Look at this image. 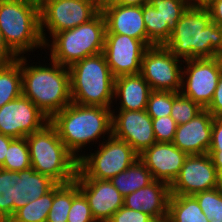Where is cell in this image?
Segmentation results:
<instances>
[{"instance_id":"cell-17","label":"cell","mask_w":222,"mask_h":222,"mask_svg":"<svg viewBox=\"0 0 222 222\" xmlns=\"http://www.w3.org/2000/svg\"><path fill=\"white\" fill-rule=\"evenodd\" d=\"M188 154L173 143H154L144 150L139 159L149 169L154 180L171 185L178 176Z\"/></svg>"},{"instance_id":"cell-33","label":"cell","mask_w":222,"mask_h":222,"mask_svg":"<svg viewBox=\"0 0 222 222\" xmlns=\"http://www.w3.org/2000/svg\"><path fill=\"white\" fill-rule=\"evenodd\" d=\"M152 123L156 142H173L178 124L171 116L152 118Z\"/></svg>"},{"instance_id":"cell-8","label":"cell","mask_w":222,"mask_h":222,"mask_svg":"<svg viewBox=\"0 0 222 222\" xmlns=\"http://www.w3.org/2000/svg\"><path fill=\"white\" fill-rule=\"evenodd\" d=\"M53 202V184L22 183L2 189L0 222H46Z\"/></svg>"},{"instance_id":"cell-22","label":"cell","mask_w":222,"mask_h":222,"mask_svg":"<svg viewBox=\"0 0 222 222\" xmlns=\"http://www.w3.org/2000/svg\"><path fill=\"white\" fill-rule=\"evenodd\" d=\"M31 183V160L26 137L14 139L0 167V188Z\"/></svg>"},{"instance_id":"cell-27","label":"cell","mask_w":222,"mask_h":222,"mask_svg":"<svg viewBox=\"0 0 222 222\" xmlns=\"http://www.w3.org/2000/svg\"><path fill=\"white\" fill-rule=\"evenodd\" d=\"M194 1L195 0H150L149 3L159 11L162 17V45H165L168 41L177 22Z\"/></svg>"},{"instance_id":"cell-5","label":"cell","mask_w":222,"mask_h":222,"mask_svg":"<svg viewBox=\"0 0 222 222\" xmlns=\"http://www.w3.org/2000/svg\"><path fill=\"white\" fill-rule=\"evenodd\" d=\"M72 103L110 108L114 100L113 76L103 52L69 67Z\"/></svg>"},{"instance_id":"cell-39","label":"cell","mask_w":222,"mask_h":222,"mask_svg":"<svg viewBox=\"0 0 222 222\" xmlns=\"http://www.w3.org/2000/svg\"><path fill=\"white\" fill-rule=\"evenodd\" d=\"M17 58L18 56L7 46L0 29V63L11 62Z\"/></svg>"},{"instance_id":"cell-43","label":"cell","mask_w":222,"mask_h":222,"mask_svg":"<svg viewBox=\"0 0 222 222\" xmlns=\"http://www.w3.org/2000/svg\"><path fill=\"white\" fill-rule=\"evenodd\" d=\"M53 1H56V0H33L32 2L37 6L39 10H41L45 5Z\"/></svg>"},{"instance_id":"cell-38","label":"cell","mask_w":222,"mask_h":222,"mask_svg":"<svg viewBox=\"0 0 222 222\" xmlns=\"http://www.w3.org/2000/svg\"><path fill=\"white\" fill-rule=\"evenodd\" d=\"M209 150H222V117H214Z\"/></svg>"},{"instance_id":"cell-11","label":"cell","mask_w":222,"mask_h":222,"mask_svg":"<svg viewBox=\"0 0 222 222\" xmlns=\"http://www.w3.org/2000/svg\"><path fill=\"white\" fill-rule=\"evenodd\" d=\"M180 62L164 45L151 46L143 54L140 74L151 90L180 93L183 69Z\"/></svg>"},{"instance_id":"cell-29","label":"cell","mask_w":222,"mask_h":222,"mask_svg":"<svg viewBox=\"0 0 222 222\" xmlns=\"http://www.w3.org/2000/svg\"><path fill=\"white\" fill-rule=\"evenodd\" d=\"M193 197L210 222H222V185L208 191L199 192Z\"/></svg>"},{"instance_id":"cell-23","label":"cell","mask_w":222,"mask_h":222,"mask_svg":"<svg viewBox=\"0 0 222 222\" xmlns=\"http://www.w3.org/2000/svg\"><path fill=\"white\" fill-rule=\"evenodd\" d=\"M151 91L150 85L141 74L115 78L114 96L120 98V110H146Z\"/></svg>"},{"instance_id":"cell-37","label":"cell","mask_w":222,"mask_h":222,"mask_svg":"<svg viewBox=\"0 0 222 222\" xmlns=\"http://www.w3.org/2000/svg\"><path fill=\"white\" fill-rule=\"evenodd\" d=\"M208 9L211 21L222 27V0H200Z\"/></svg>"},{"instance_id":"cell-3","label":"cell","mask_w":222,"mask_h":222,"mask_svg":"<svg viewBox=\"0 0 222 222\" xmlns=\"http://www.w3.org/2000/svg\"><path fill=\"white\" fill-rule=\"evenodd\" d=\"M26 62L21 56L22 95L51 119L72 102L69 68L54 61L50 67Z\"/></svg>"},{"instance_id":"cell-36","label":"cell","mask_w":222,"mask_h":222,"mask_svg":"<svg viewBox=\"0 0 222 222\" xmlns=\"http://www.w3.org/2000/svg\"><path fill=\"white\" fill-rule=\"evenodd\" d=\"M205 109L214 117H222V72L211 103Z\"/></svg>"},{"instance_id":"cell-14","label":"cell","mask_w":222,"mask_h":222,"mask_svg":"<svg viewBox=\"0 0 222 222\" xmlns=\"http://www.w3.org/2000/svg\"><path fill=\"white\" fill-rule=\"evenodd\" d=\"M221 185L222 182L208 153L188 155L178 176L170 185V192L171 195L193 196Z\"/></svg>"},{"instance_id":"cell-34","label":"cell","mask_w":222,"mask_h":222,"mask_svg":"<svg viewBox=\"0 0 222 222\" xmlns=\"http://www.w3.org/2000/svg\"><path fill=\"white\" fill-rule=\"evenodd\" d=\"M67 222H96L88 201L81 192L72 200Z\"/></svg>"},{"instance_id":"cell-25","label":"cell","mask_w":222,"mask_h":222,"mask_svg":"<svg viewBox=\"0 0 222 222\" xmlns=\"http://www.w3.org/2000/svg\"><path fill=\"white\" fill-rule=\"evenodd\" d=\"M166 222H210L197 200L188 195H171Z\"/></svg>"},{"instance_id":"cell-6","label":"cell","mask_w":222,"mask_h":222,"mask_svg":"<svg viewBox=\"0 0 222 222\" xmlns=\"http://www.w3.org/2000/svg\"><path fill=\"white\" fill-rule=\"evenodd\" d=\"M0 29L7 46L18 57L45 46L40 10L31 0H0Z\"/></svg>"},{"instance_id":"cell-10","label":"cell","mask_w":222,"mask_h":222,"mask_svg":"<svg viewBox=\"0 0 222 222\" xmlns=\"http://www.w3.org/2000/svg\"><path fill=\"white\" fill-rule=\"evenodd\" d=\"M101 11L100 0H56L40 10L41 34L45 47V28L53 36L55 33L73 29L93 19Z\"/></svg>"},{"instance_id":"cell-35","label":"cell","mask_w":222,"mask_h":222,"mask_svg":"<svg viewBox=\"0 0 222 222\" xmlns=\"http://www.w3.org/2000/svg\"><path fill=\"white\" fill-rule=\"evenodd\" d=\"M108 222H156L146 213L135 211L122 206L111 217Z\"/></svg>"},{"instance_id":"cell-30","label":"cell","mask_w":222,"mask_h":222,"mask_svg":"<svg viewBox=\"0 0 222 222\" xmlns=\"http://www.w3.org/2000/svg\"><path fill=\"white\" fill-rule=\"evenodd\" d=\"M203 108L191 98L173 92V105L170 116L178 124H185L200 113Z\"/></svg>"},{"instance_id":"cell-41","label":"cell","mask_w":222,"mask_h":222,"mask_svg":"<svg viewBox=\"0 0 222 222\" xmlns=\"http://www.w3.org/2000/svg\"><path fill=\"white\" fill-rule=\"evenodd\" d=\"M150 0H102L101 4H115L126 6H143L148 4Z\"/></svg>"},{"instance_id":"cell-2","label":"cell","mask_w":222,"mask_h":222,"mask_svg":"<svg viewBox=\"0 0 222 222\" xmlns=\"http://www.w3.org/2000/svg\"><path fill=\"white\" fill-rule=\"evenodd\" d=\"M30 160L31 183L65 184L75 180L78 160L59 138L49 122L26 136Z\"/></svg>"},{"instance_id":"cell-31","label":"cell","mask_w":222,"mask_h":222,"mask_svg":"<svg viewBox=\"0 0 222 222\" xmlns=\"http://www.w3.org/2000/svg\"><path fill=\"white\" fill-rule=\"evenodd\" d=\"M143 20L148 37V47L162 45V17L150 3L143 5Z\"/></svg>"},{"instance_id":"cell-42","label":"cell","mask_w":222,"mask_h":222,"mask_svg":"<svg viewBox=\"0 0 222 222\" xmlns=\"http://www.w3.org/2000/svg\"><path fill=\"white\" fill-rule=\"evenodd\" d=\"M13 140H14L13 138H11L9 136H5L0 133V167L3 165V163L5 161V156H6L9 144Z\"/></svg>"},{"instance_id":"cell-32","label":"cell","mask_w":222,"mask_h":222,"mask_svg":"<svg viewBox=\"0 0 222 222\" xmlns=\"http://www.w3.org/2000/svg\"><path fill=\"white\" fill-rule=\"evenodd\" d=\"M173 105V92L154 91L149 94L146 112L151 118L170 116Z\"/></svg>"},{"instance_id":"cell-15","label":"cell","mask_w":222,"mask_h":222,"mask_svg":"<svg viewBox=\"0 0 222 222\" xmlns=\"http://www.w3.org/2000/svg\"><path fill=\"white\" fill-rule=\"evenodd\" d=\"M147 48L141 40L127 35L105 34L103 54L116 78L140 74L142 57Z\"/></svg>"},{"instance_id":"cell-12","label":"cell","mask_w":222,"mask_h":222,"mask_svg":"<svg viewBox=\"0 0 222 222\" xmlns=\"http://www.w3.org/2000/svg\"><path fill=\"white\" fill-rule=\"evenodd\" d=\"M185 62L187 67L182 69L180 93L205 109L211 103L221 76L220 61L214 57L188 59Z\"/></svg>"},{"instance_id":"cell-13","label":"cell","mask_w":222,"mask_h":222,"mask_svg":"<svg viewBox=\"0 0 222 222\" xmlns=\"http://www.w3.org/2000/svg\"><path fill=\"white\" fill-rule=\"evenodd\" d=\"M49 122L50 119L24 95L0 108V133L13 139L25 138Z\"/></svg>"},{"instance_id":"cell-4","label":"cell","mask_w":222,"mask_h":222,"mask_svg":"<svg viewBox=\"0 0 222 222\" xmlns=\"http://www.w3.org/2000/svg\"><path fill=\"white\" fill-rule=\"evenodd\" d=\"M50 123L56 128L68 151L79 160L81 155L77 152L84 145L94 142L104 133L112 134V110L71 102L56 113Z\"/></svg>"},{"instance_id":"cell-19","label":"cell","mask_w":222,"mask_h":222,"mask_svg":"<svg viewBox=\"0 0 222 222\" xmlns=\"http://www.w3.org/2000/svg\"><path fill=\"white\" fill-rule=\"evenodd\" d=\"M101 12L106 22L105 34L127 35L141 40L148 47L143 6L101 4Z\"/></svg>"},{"instance_id":"cell-45","label":"cell","mask_w":222,"mask_h":222,"mask_svg":"<svg viewBox=\"0 0 222 222\" xmlns=\"http://www.w3.org/2000/svg\"><path fill=\"white\" fill-rule=\"evenodd\" d=\"M218 59L220 61V64H221V68H222V51L218 54Z\"/></svg>"},{"instance_id":"cell-1","label":"cell","mask_w":222,"mask_h":222,"mask_svg":"<svg viewBox=\"0 0 222 222\" xmlns=\"http://www.w3.org/2000/svg\"><path fill=\"white\" fill-rule=\"evenodd\" d=\"M182 60L214 58L222 51V27L211 21L200 0L183 13L164 45Z\"/></svg>"},{"instance_id":"cell-20","label":"cell","mask_w":222,"mask_h":222,"mask_svg":"<svg viewBox=\"0 0 222 222\" xmlns=\"http://www.w3.org/2000/svg\"><path fill=\"white\" fill-rule=\"evenodd\" d=\"M214 116L203 109L185 124L177 126L173 144L188 155L207 154L211 144Z\"/></svg>"},{"instance_id":"cell-21","label":"cell","mask_w":222,"mask_h":222,"mask_svg":"<svg viewBox=\"0 0 222 222\" xmlns=\"http://www.w3.org/2000/svg\"><path fill=\"white\" fill-rule=\"evenodd\" d=\"M170 196V185L153 180L144 188L125 196L123 206L146 213L156 222H166Z\"/></svg>"},{"instance_id":"cell-28","label":"cell","mask_w":222,"mask_h":222,"mask_svg":"<svg viewBox=\"0 0 222 222\" xmlns=\"http://www.w3.org/2000/svg\"><path fill=\"white\" fill-rule=\"evenodd\" d=\"M79 192L76 179L65 184H53V202L46 222H67L72 200Z\"/></svg>"},{"instance_id":"cell-16","label":"cell","mask_w":222,"mask_h":222,"mask_svg":"<svg viewBox=\"0 0 222 222\" xmlns=\"http://www.w3.org/2000/svg\"><path fill=\"white\" fill-rule=\"evenodd\" d=\"M114 111H112L114 137L127 142L138 155L156 143L152 118L146 110H120L117 116Z\"/></svg>"},{"instance_id":"cell-7","label":"cell","mask_w":222,"mask_h":222,"mask_svg":"<svg viewBox=\"0 0 222 222\" xmlns=\"http://www.w3.org/2000/svg\"><path fill=\"white\" fill-rule=\"evenodd\" d=\"M105 33L106 22L101 11L86 23L55 33L50 48L51 61L69 67L87 56L103 52Z\"/></svg>"},{"instance_id":"cell-9","label":"cell","mask_w":222,"mask_h":222,"mask_svg":"<svg viewBox=\"0 0 222 222\" xmlns=\"http://www.w3.org/2000/svg\"><path fill=\"white\" fill-rule=\"evenodd\" d=\"M108 140L99 144L100 150L81 155L75 179L111 180L120 172L127 170L139 155L125 141L108 135Z\"/></svg>"},{"instance_id":"cell-26","label":"cell","mask_w":222,"mask_h":222,"mask_svg":"<svg viewBox=\"0 0 222 222\" xmlns=\"http://www.w3.org/2000/svg\"><path fill=\"white\" fill-rule=\"evenodd\" d=\"M22 95L21 57L0 63V108Z\"/></svg>"},{"instance_id":"cell-18","label":"cell","mask_w":222,"mask_h":222,"mask_svg":"<svg viewBox=\"0 0 222 222\" xmlns=\"http://www.w3.org/2000/svg\"><path fill=\"white\" fill-rule=\"evenodd\" d=\"M80 192L85 196L96 222H108L123 206L124 197L110 180L76 179Z\"/></svg>"},{"instance_id":"cell-44","label":"cell","mask_w":222,"mask_h":222,"mask_svg":"<svg viewBox=\"0 0 222 222\" xmlns=\"http://www.w3.org/2000/svg\"><path fill=\"white\" fill-rule=\"evenodd\" d=\"M1 210H2V189L0 188V221H1Z\"/></svg>"},{"instance_id":"cell-40","label":"cell","mask_w":222,"mask_h":222,"mask_svg":"<svg viewBox=\"0 0 222 222\" xmlns=\"http://www.w3.org/2000/svg\"><path fill=\"white\" fill-rule=\"evenodd\" d=\"M208 154L210 155L213 165L215 166L218 176L222 182V150H209Z\"/></svg>"},{"instance_id":"cell-24","label":"cell","mask_w":222,"mask_h":222,"mask_svg":"<svg viewBox=\"0 0 222 222\" xmlns=\"http://www.w3.org/2000/svg\"><path fill=\"white\" fill-rule=\"evenodd\" d=\"M153 180L149 169L138 158L127 170L120 172L110 181L121 195L125 197L140 188H144Z\"/></svg>"}]
</instances>
